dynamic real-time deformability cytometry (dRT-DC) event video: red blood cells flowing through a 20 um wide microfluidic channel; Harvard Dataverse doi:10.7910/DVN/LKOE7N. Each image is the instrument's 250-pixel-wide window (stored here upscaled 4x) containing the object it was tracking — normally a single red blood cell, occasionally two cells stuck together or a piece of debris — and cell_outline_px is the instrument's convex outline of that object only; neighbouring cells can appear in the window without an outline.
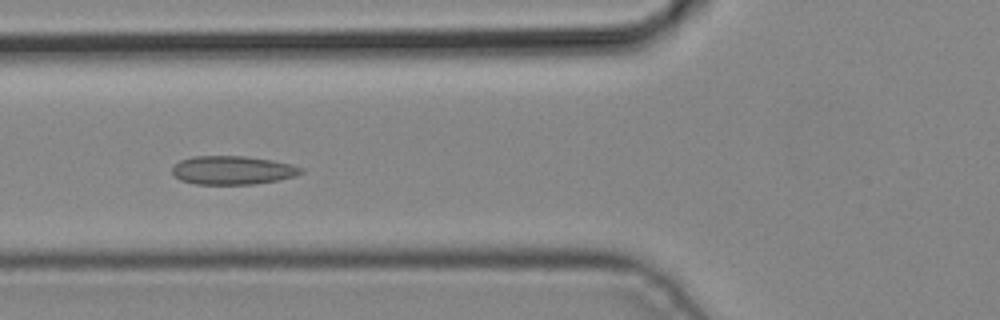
{"species": "common noctule bat (a hibernating species)", "species_latin": "Nyctalus noctula", "temperature_condition": "cold", "stored_images_in_passage": 5, "camera_frame_rate_fps": 3000, "um_per_image_px": 0.085, "animal": {"sex": "male", "body_mass_g": 19.2, "forearm_length_mm": 51.8}, "frame": {"image": 1, "passage_image": 5, "time_ms": 1.333, "image_size_px": [1000, 320], "cell_outline_px": [[304, 172], [296, 176], [276, 180], [252, 184], [196, 184], [180, 180], [172, 172], [172, 168], [180, 160], [192, 156], [244, 156], [272, 160], [292, 164], [304, 168]], "centroid_in_image_um": [19.79, 14.46], "position_along_channel_um": 106.0, "area_um2": 21.44}}